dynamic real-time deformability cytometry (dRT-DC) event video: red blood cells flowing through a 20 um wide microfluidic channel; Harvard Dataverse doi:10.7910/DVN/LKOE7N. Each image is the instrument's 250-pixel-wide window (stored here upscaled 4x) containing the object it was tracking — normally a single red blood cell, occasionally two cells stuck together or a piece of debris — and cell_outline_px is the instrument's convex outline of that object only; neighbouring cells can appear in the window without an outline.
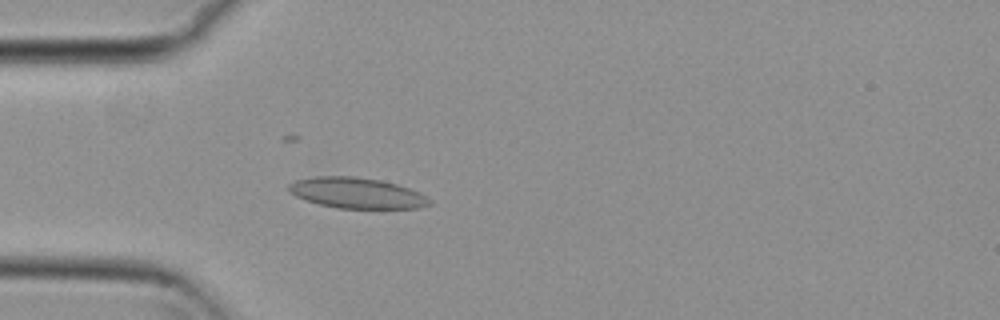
{"species": "common noctule bat (a hibernating species)", "species_latin": "Nyctalus noctula", "temperature_condition": "cold", "stored_images_in_passage": 55, "camera_frame_rate_fps": 3000, "um_per_image_px": 0.085, "animal": {"sex": "female", "body_mass_g": 29.2, "forearm_length_mm": 56.3}, "frame": {"image": 1, "passage_image": 15, "time_ms": 4.667, "image_size_px": [1000, 320], "cell_outline_px": [[432, 204], [420, 208], [336, 208], [320, 204], [296, 196], [288, 192], [288, 184], [296, 180], [316, 176], [352, 176], [380, 180], [396, 184], [408, 188], [432, 200]], "centroid_in_image_um": [30.31, 16.4], "position_along_channel_um": 54.7, "area_um2": 24.97}}
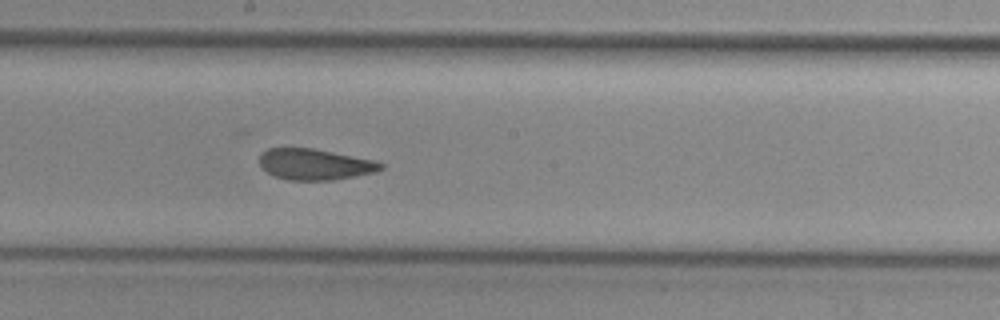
{"frame": {"image": 2, "passage_image": 29, "time_ms": 9.333, "image_size_px": [1000, 320], "cell_outline_px": [[384, 168], [376, 172], [332, 180], [288, 180], [272, 176], [260, 164], [260, 152], [268, 148], [312, 148], [372, 160], [384, 164]], "centroid_in_image_um": [26.73, 13.97], "position_along_channel_um": 221.5, "area_um2": 21.79}}
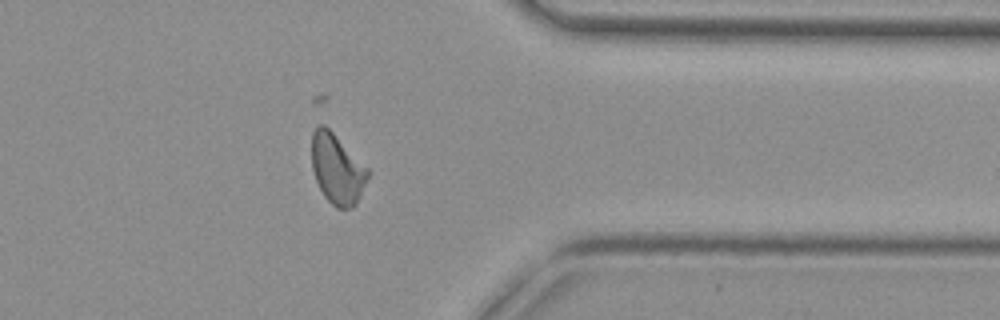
{"frame": {"image": 3, "passage_image": 43, "time_ms": 14.0, "image_size_px": [1000, 320], "cell_outline_px": [[372, 172], [356, 204], [352, 208], [336, 208], [324, 196], [316, 180], [312, 168], [312, 132], [316, 124], [324, 124]], "centroid_in_image_um": [28.67, 14.37], "position_along_channel_um": 382.7, "area_um2": 22.95}}